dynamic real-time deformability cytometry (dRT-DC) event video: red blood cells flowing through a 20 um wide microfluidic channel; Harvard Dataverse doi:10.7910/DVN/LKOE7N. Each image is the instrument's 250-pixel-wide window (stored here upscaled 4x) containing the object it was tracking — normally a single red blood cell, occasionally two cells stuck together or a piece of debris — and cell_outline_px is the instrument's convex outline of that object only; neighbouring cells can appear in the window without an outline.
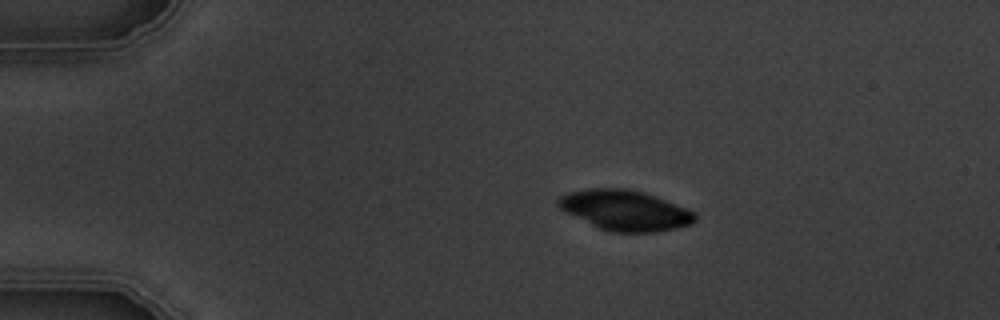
{"species": "common noctule bat (a hibernating species)", "species_latin": "Nyctalus noctula", "temperature_condition": "warm", "stored_images_in_passage": 5, "camera_frame_rate_fps": 3000, "um_per_image_px": 0.085, "animal": {"sex": "male", "body_mass_g": 19.5, "forearm_length_mm": 54.6}, "frame": {"image": 1, "passage_image": 2, "time_ms": 1.333, "image_size_px": [1000, 320], "cell_outline_px": [[696, 220], [692, 224], [676, 228], [656, 232], [612, 232], [600, 228], [564, 212], [556, 204], [556, 200], [560, 196], [568, 192], [588, 188], [628, 188], [644, 192], [688, 208], [696, 212]], "centroid_in_image_um": [53.13, 17.86], "position_along_channel_um": 31.9, "area_um2": 32.31}}